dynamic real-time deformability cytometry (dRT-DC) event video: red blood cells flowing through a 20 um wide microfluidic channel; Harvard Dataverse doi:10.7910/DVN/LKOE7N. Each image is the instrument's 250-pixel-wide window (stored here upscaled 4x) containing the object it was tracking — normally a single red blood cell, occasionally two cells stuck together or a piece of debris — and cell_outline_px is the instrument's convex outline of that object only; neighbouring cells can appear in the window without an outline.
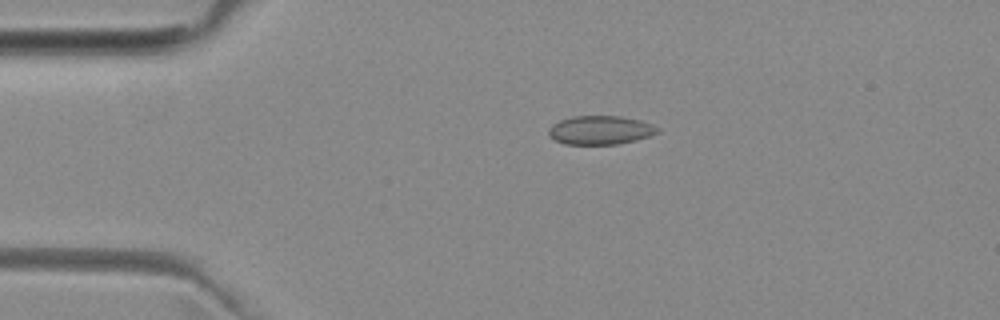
{"species": "common noctule bat (a hibernating species)", "species_latin": "Nyctalus noctula", "temperature_condition": "room temperature", "stored_images_in_passage": 3, "camera_frame_rate_fps": 3000, "um_per_image_px": 0.085, "animal": {"sex": "female", "body_mass_g": 29.2, "forearm_length_mm": 56.3}, "frame": {"image": 1, "passage_image": 2, "time_ms": 1.333, "image_size_px": [1000, 320], "cell_outline_px": [[660, 132], [636, 140], [616, 144], [564, 144], [548, 136], [548, 128], [552, 124], [560, 120], [572, 116], [620, 116], [640, 120], [652, 124], [660, 128]], "centroid_in_image_um": [51.02, 11.05], "position_along_channel_um": 34.0, "area_um2": 18.32}}